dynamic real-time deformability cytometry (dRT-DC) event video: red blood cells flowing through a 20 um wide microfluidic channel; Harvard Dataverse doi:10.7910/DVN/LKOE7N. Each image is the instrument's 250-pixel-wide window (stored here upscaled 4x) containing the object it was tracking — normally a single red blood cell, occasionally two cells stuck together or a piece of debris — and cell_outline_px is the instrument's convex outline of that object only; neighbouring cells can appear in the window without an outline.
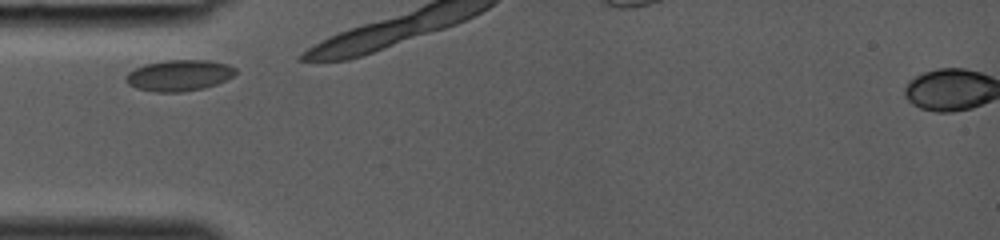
{"species": "common noctule bat (a hibernating species)", "species_latin": "Nyctalus noctula", "temperature_condition": "room temperature", "stored_images_in_passage": 3, "camera_frame_rate_fps": 3000, "um_per_image_px": 0.085, "animal": {"sex": "female", "body_mass_g": 19.0, "forearm_length_mm": 53.3}, "frame": {"image": 1, "passage_image": 1, "time_ms": 0.0, "image_size_px": [1000, 240], "cell_outline_px": [[236, 72], [232, 76], [216, 84], [204, 88], [184, 92], [156, 92], [136, 88], [128, 84], [124, 80], [124, 76], [128, 72], [144, 64], [164, 60], [208, 60], [228, 64], [236, 68]], "centroid_in_image_um": [15.19, 6.41], "position_along_channel_um": 69.8, "area_um2": 20.0}}